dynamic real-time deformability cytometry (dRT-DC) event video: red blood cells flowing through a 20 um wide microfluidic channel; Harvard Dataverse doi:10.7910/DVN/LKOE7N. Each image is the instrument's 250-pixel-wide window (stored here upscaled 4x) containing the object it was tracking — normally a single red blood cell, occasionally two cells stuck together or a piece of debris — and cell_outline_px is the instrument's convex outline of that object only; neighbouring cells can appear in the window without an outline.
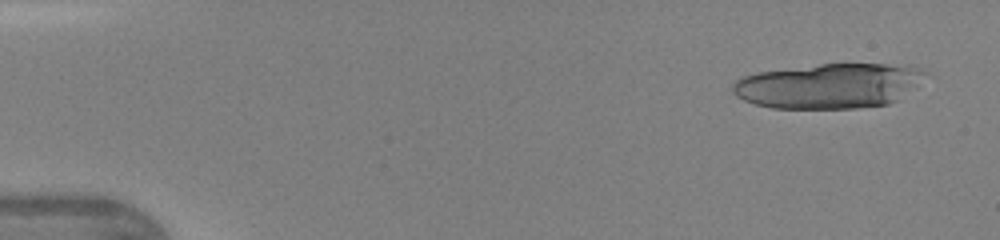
{"species": "human", "species_latin": "Homo sapiens", "temperature_condition": "warm", "stored_images_in_passage": 13, "camera_frame_rate_fps": 3000, "um_per_image_px": 0.085, "donor": {"sex": "female"}, "frame": {"image": 1, "passage_image": 1, "time_ms": 0.0, "image_size_px": [1000, 240], "cell_outline_px": [[928, 72], [900, 100], [888, 104], [856, 108], [772, 108], [756, 104], [744, 100], [736, 96], [732, 92], [732, 84], [740, 76], [756, 72], [820, 64], [912, 64]], "centroid_in_image_um": [70.46, 7.28], "position_along_channel_um": 14.5, "area_um2": 50.75}}